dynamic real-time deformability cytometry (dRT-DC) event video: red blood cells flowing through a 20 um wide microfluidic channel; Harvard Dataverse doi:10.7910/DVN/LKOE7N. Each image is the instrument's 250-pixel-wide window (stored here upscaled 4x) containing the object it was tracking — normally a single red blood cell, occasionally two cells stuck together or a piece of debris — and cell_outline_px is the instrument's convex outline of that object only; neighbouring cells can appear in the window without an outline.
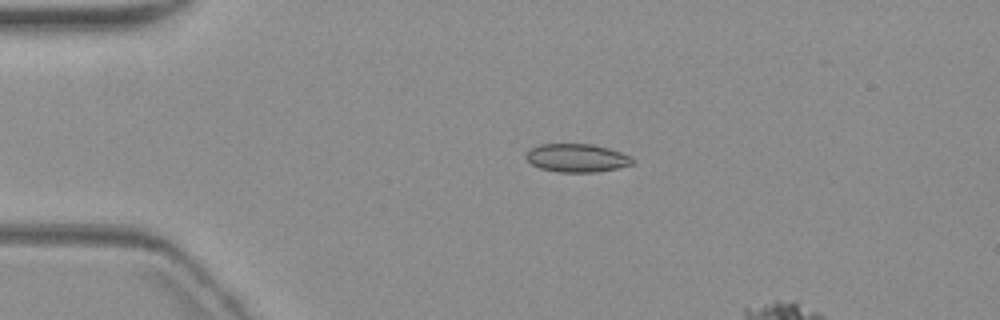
{"species": "common noctule bat (a hibernating species)", "species_latin": "Nyctalus noctula", "temperature_condition": "warm", "stored_images_in_passage": 5, "camera_frame_rate_fps": 3000, "um_per_image_px": 0.085, "animal": {"sex": "female", "body_mass_g": 19.3, "forearm_length_mm": 54.1}, "frame": {"image": 1, "passage_image": 3, "time_ms": 2.333, "image_size_px": [1000, 320], "cell_outline_px": [[636, 160], [632, 164], [616, 168], [596, 172], [556, 172], [540, 168], [532, 164], [524, 156], [532, 148], [540, 144], [592, 144], [608, 148], [620, 152]], "centroid_in_image_um": [49.02, 13.43], "position_along_channel_um": 36.0, "area_um2": 17.4}}